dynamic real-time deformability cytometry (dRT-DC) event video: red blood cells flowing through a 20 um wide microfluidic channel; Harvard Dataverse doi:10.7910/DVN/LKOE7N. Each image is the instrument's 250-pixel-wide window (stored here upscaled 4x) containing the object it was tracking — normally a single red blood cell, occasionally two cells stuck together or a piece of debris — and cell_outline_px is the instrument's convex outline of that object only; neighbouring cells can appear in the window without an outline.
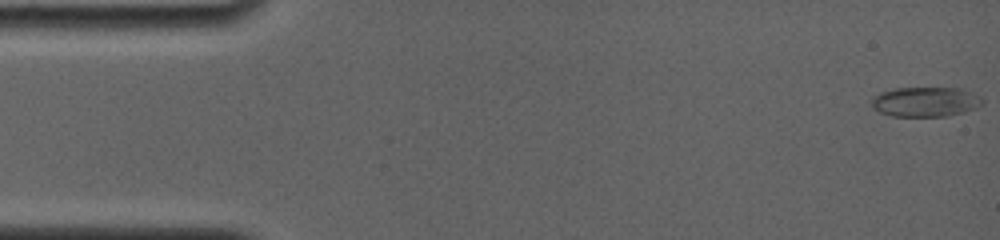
{"species": "common noctule bat (a hibernating species)", "species_latin": "Nyctalus noctula", "temperature_condition": "room temperature", "stored_images_in_passage": 9, "camera_frame_rate_fps": 4000, "um_per_image_px": 0.085, "animal": {"sex": "female", "body_mass_g": 19.0, "forearm_length_mm": 56.7}, "frame": {"image": 1, "passage_image": 1, "time_ms": 0.0, "image_size_px": [1000, 240], "cell_outline_px": [[980, 104], [964, 112], [948, 116], [892, 116], [880, 112], [872, 104], [872, 100], [880, 92], [896, 88], [956, 88], [980, 100]], "centroid_in_image_um": [78.54, 8.67], "position_along_channel_um": 6.5, "area_um2": 18.32}}
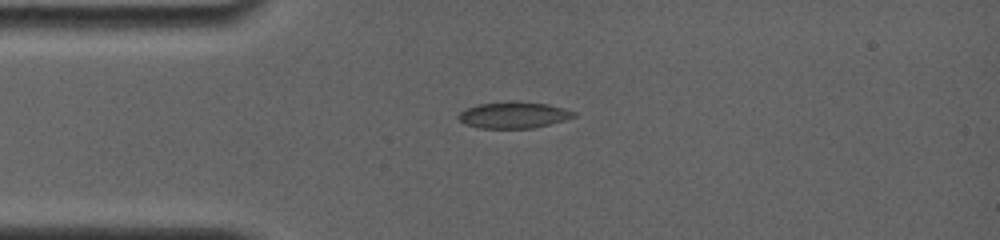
{"frame": {"image": 2, "passage_image": 8, "time_ms": 3.75, "image_size_px": [1000, 240], "cell_outline_px": [[576, 116], [564, 120], [532, 128], [480, 128], [464, 124], [456, 116], [460, 112], [468, 108], [480, 104], [548, 104], [564, 108], [576, 112]], "centroid_in_image_um": [43.66, 9.83], "position_along_channel_um": 41.3, "area_um2": 16.76}}
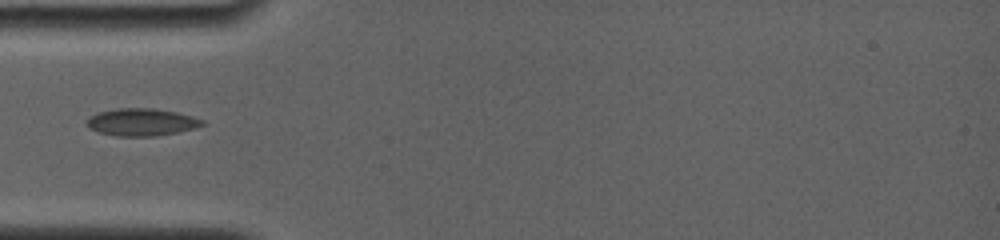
{"frame": {"image": 3, "passage_image": 9, "time_ms": 5.0, "image_size_px": [1000, 240], "cell_outline_px": [[204, 124], [196, 128], [156, 136], [116, 136], [100, 132], [88, 128], [88, 120], [92, 116], [100, 112], [116, 108], [152, 108], [176, 112], [192, 116], [204, 120]], "centroid_in_image_um": [12.07, 10.38], "position_along_channel_um": 72.9, "area_um2": 18.21}}